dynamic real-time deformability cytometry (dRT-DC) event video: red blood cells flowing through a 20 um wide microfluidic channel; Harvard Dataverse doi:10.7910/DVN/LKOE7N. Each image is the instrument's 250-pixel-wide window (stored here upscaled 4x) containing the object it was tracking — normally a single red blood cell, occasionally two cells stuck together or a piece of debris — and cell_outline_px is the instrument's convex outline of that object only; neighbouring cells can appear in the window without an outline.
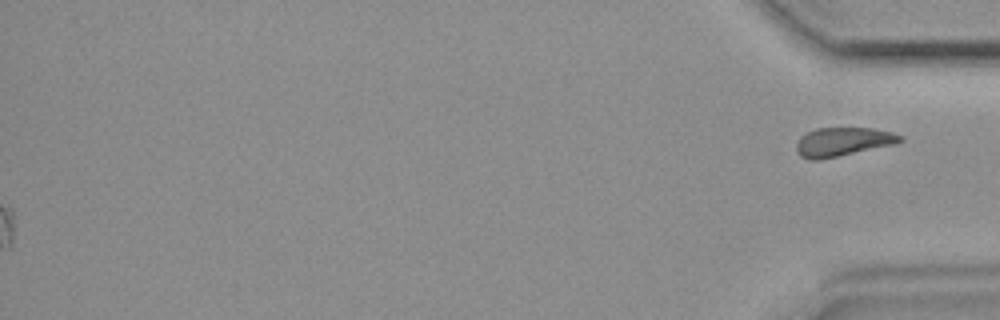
{"species": "common noctule bat (a hibernating species)", "species_latin": "Nyctalus noctula", "temperature_condition": "room temperature", "stored_images_in_passage": 40, "segment_of_instrument_passage": [2, 2], "camera_frame_rate_fps": 3000, "um_per_image_px": 0.085, "animal": {"sex": "female", "body_mass_g": 19.9}, "frame": {"image": 1, "passage_image": 40, "time_ms": 13.0, "image_size_px": [1000, 320], "cell_outline_px": [[904, 140], [896, 144], [820, 160], [808, 160], [800, 156], [796, 152], [796, 144], [800, 136], [816, 128], [872, 128], [892, 132], [904, 136]], "centroid_in_image_um": [71.65, 12.06], "position_along_channel_um": 363.6, "area_um2": 17.63}}